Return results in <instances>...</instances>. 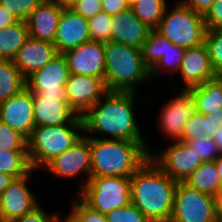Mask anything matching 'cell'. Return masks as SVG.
Returning <instances> with one entry per match:
<instances>
[{
    "mask_svg": "<svg viewBox=\"0 0 222 222\" xmlns=\"http://www.w3.org/2000/svg\"><path fill=\"white\" fill-rule=\"evenodd\" d=\"M134 95L108 91L81 117L83 133L103 132L110 139L144 141L135 121Z\"/></svg>",
    "mask_w": 222,
    "mask_h": 222,
    "instance_id": "6da1fadb",
    "label": "cell"
},
{
    "mask_svg": "<svg viewBox=\"0 0 222 222\" xmlns=\"http://www.w3.org/2000/svg\"><path fill=\"white\" fill-rule=\"evenodd\" d=\"M177 183L149 158L131 177V203L151 222H169Z\"/></svg>",
    "mask_w": 222,
    "mask_h": 222,
    "instance_id": "7a4b0ae2",
    "label": "cell"
},
{
    "mask_svg": "<svg viewBox=\"0 0 222 222\" xmlns=\"http://www.w3.org/2000/svg\"><path fill=\"white\" fill-rule=\"evenodd\" d=\"M89 137L92 177H132L150 158L145 141Z\"/></svg>",
    "mask_w": 222,
    "mask_h": 222,
    "instance_id": "3957f363",
    "label": "cell"
},
{
    "mask_svg": "<svg viewBox=\"0 0 222 222\" xmlns=\"http://www.w3.org/2000/svg\"><path fill=\"white\" fill-rule=\"evenodd\" d=\"M150 79V70L144 65L141 48L105 42L104 81L108 91L135 93L138 84Z\"/></svg>",
    "mask_w": 222,
    "mask_h": 222,
    "instance_id": "277c9868",
    "label": "cell"
},
{
    "mask_svg": "<svg viewBox=\"0 0 222 222\" xmlns=\"http://www.w3.org/2000/svg\"><path fill=\"white\" fill-rule=\"evenodd\" d=\"M82 133L83 124L35 127L28 138V159L31 168L38 170L54 157L70 149L84 136Z\"/></svg>",
    "mask_w": 222,
    "mask_h": 222,
    "instance_id": "5b68a950",
    "label": "cell"
},
{
    "mask_svg": "<svg viewBox=\"0 0 222 222\" xmlns=\"http://www.w3.org/2000/svg\"><path fill=\"white\" fill-rule=\"evenodd\" d=\"M156 30L176 46L197 47L205 40L204 14L194 11L180 2L170 11L166 7Z\"/></svg>",
    "mask_w": 222,
    "mask_h": 222,
    "instance_id": "8992f818",
    "label": "cell"
},
{
    "mask_svg": "<svg viewBox=\"0 0 222 222\" xmlns=\"http://www.w3.org/2000/svg\"><path fill=\"white\" fill-rule=\"evenodd\" d=\"M80 198L92 209L108 214L131 203L130 177H90Z\"/></svg>",
    "mask_w": 222,
    "mask_h": 222,
    "instance_id": "52a82bcc",
    "label": "cell"
},
{
    "mask_svg": "<svg viewBox=\"0 0 222 222\" xmlns=\"http://www.w3.org/2000/svg\"><path fill=\"white\" fill-rule=\"evenodd\" d=\"M169 222H217L214 197L178 182Z\"/></svg>",
    "mask_w": 222,
    "mask_h": 222,
    "instance_id": "ba28073f",
    "label": "cell"
},
{
    "mask_svg": "<svg viewBox=\"0 0 222 222\" xmlns=\"http://www.w3.org/2000/svg\"><path fill=\"white\" fill-rule=\"evenodd\" d=\"M144 65L150 70V78L166 69L168 72H178L186 48L176 46L160 34L156 29L148 32L147 40L142 46Z\"/></svg>",
    "mask_w": 222,
    "mask_h": 222,
    "instance_id": "9c48e42d",
    "label": "cell"
},
{
    "mask_svg": "<svg viewBox=\"0 0 222 222\" xmlns=\"http://www.w3.org/2000/svg\"><path fill=\"white\" fill-rule=\"evenodd\" d=\"M68 76L66 59L63 54H58L26 78V87L33 93V97L66 98L65 84Z\"/></svg>",
    "mask_w": 222,
    "mask_h": 222,
    "instance_id": "30bf717a",
    "label": "cell"
},
{
    "mask_svg": "<svg viewBox=\"0 0 222 222\" xmlns=\"http://www.w3.org/2000/svg\"><path fill=\"white\" fill-rule=\"evenodd\" d=\"M152 161L171 179L184 182L202 163V159L182 141H174L164 152L150 153Z\"/></svg>",
    "mask_w": 222,
    "mask_h": 222,
    "instance_id": "8fae6325",
    "label": "cell"
},
{
    "mask_svg": "<svg viewBox=\"0 0 222 222\" xmlns=\"http://www.w3.org/2000/svg\"><path fill=\"white\" fill-rule=\"evenodd\" d=\"M65 97L70 108L82 117L108 92L104 78L69 74Z\"/></svg>",
    "mask_w": 222,
    "mask_h": 222,
    "instance_id": "7c38bea8",
    "label": "cell"
},
{
    "mask_svg": "<svg viewBox=\"0 0 222 222\" xmlns=\"http://www.w3.org/2000/svg\"><path fill=\"white\" fill-rule=\"evenodd\" d=\"M34 171L32 169L28 174L15 178L0 195V222H15L39 205L37 197L27 186Z\"/></svg>",
    "mask_w": 222,
    "mask_h": 222,
    "instance_id": "4fadbf2b",
    "label": "cell"
},
{
    "mask_svg": "<svg viewBox=\"0 0 222 222\" xmlns=\"http://www.w3.org/2000/svg\"><path fill=\"white\" fill-rule=\"evenodd\" d=\"M53 175L64 178H73L78 174L86 173L87 181L92 177V160L89 137L84 135L75 145L62 154L54 157L45 167Z\"/></svg>",
    "mask_w": 222,
    "mask_h": 222,
    "instance_id": "5bb4252c",
    "label": "cell"
},
{
    "mask_svg": "<svg viewBox=\"0 0 222 222\" xmlns=\"http://www.w3.org/2000/svg\"><path fill=\"white\" fill-rule=\"evenodd\" d=\"M69 74L105 76V43L88 41L63 53Z\"/></svg>",
    "mask_w": 222,
    "mask_h": 222,
    "instance_id": "9a60e30c",
    "label": "cell"
},
{
    "mask_svg": "<svg viewBox=\"0 0 222 222\" xmlns=\"http://www.w3.org/2000/svg\"><path fill=\"white\" fill-rule=\"evenodd\" d=\"M163 107L158 118L161 131L170 139L179 141L186 123L196 112V101L192 93L183 88L177 97L172 98Z\"/></svg>",
    "mask_w": 222,
    "mask_h": 222,
    "instance_id": "2e32d148",
    "label": "cell"
},
{
    "mask_svg": "<svg viewBox=\"0 0 222 222\" xmlns=\"http://www.w3.org/2000/svg\"><path fill=\"white\" fill-rule=\"evenodd\" d=\"M0 121L27 139L31 136L35 128L33 93L27 87L0 103Z\"/></svg>",
    "mask_w": 222,
    "mask_h": 222,
    "instance_id": "e0dca14e",
    "label": "cell"
},
{
    "mask_svg": "<svg viewBox=\"0 0 222 222\" xmlns=\"http://www.w3.org/2000/svg\"><path fill=\"white\" fill-rule=\"evenodd\" d=\"M88 41H90L88 19L75 13L69 7H64L53 41L58 54H63Z\"/></svg>",
    "mask_w": 222,
    "mask_h": 222,
    "instance_id": "ac0fdd59",
    "label": "cell"
},
{
    "mask_svg": "<svg viewBox=\"0 0 222 222\" xmlns=\"http://www.w3.org/2000/svg\"><path fill=\"white\" fill-rule=\"evenodd\" d=\"M34 123L37 126L83 124L68 105L66 98L33 97Z\"/></svg>",
    "mask_w": 222,
    "mask_h": 222,
    "instance_id": "d6986e66",
    "label": "cell"
},
{
    "mask_svg": "<svg viewBox=\"0 0 222 222\" xmlns=\"http://www.w3.org/2000/svg\"><path fill=\"white\" fill-rule=\"evenodd\" d=\"M58 55L53 43L29 37L12 59L21 75L26 79L43 68Z\"/></svg>",
    "mask_w": 222,
    "mask_h": 222,
    "instance_id": "ffe728a7",
    "label": "cell"
},
{
    "mask_svg": "<svg viewBox=\"0 0 222 222\" xmlns=\"http://www.w3.org/2000/svg\"><path fill=\"white\" fill-rule=\"evenodd\" d=\"M179 72L187 90L217 77L204 43L197 47L186 48Z\"/></svg>",
    "mask_w": 222,
    "mask_h": 222,
    "instance_id": "44dd1931",
    "label": "cell"
},
{
    "mask_svg": "<svg viewBox=\"0 0 222 222\" xmlns=\"http://www.w3.org/2000/svg\"><path fill=\"white\" fill-rule=\"evenodd\" d=\"M63 8L56 1H42L26 20L29 37L53 43Z\"/></svg>",
    "mask_w": 222,
    "mask_h": 222,
    "instance_id": "7402d4cb",
    "label": "cell"
},
{
    "mask_svg": "<svg viewBox=\"0 0 222 222\" xmlns=\"http://www.w3.org/2000/svg\"><path fill=\"white\" fill-rule=\"evenodd\" d=\"M111 41L142 48L149 29L131 8L112 16Z\"/></svg>",
    "mask_w": 222,
    "mask_h": 222,
    "instance_id": "603a6c76",
    "label": "cell"
},
{
    "mask_svg": "<svg viewBox=\"0 0 222 222\" xmlns=\"http://www.w3.org/2000/svg\"><path fill=\"white\" fill-rule=\"evenodd\" d=\"M188 90L196 101V111L205 115L222 111V77L217 76Z\"/></svg>",
    "mask_w": 222,
    "mask_h": 222,
    "instance_id": "cb8c5ba5",
    "label": "cell"
},
{
    "mask_svg": "<svg viewBox=\"0 0 222 222\" xmlns=\"http://www.w3.org/2000/svg\"><path fill=\"white\" fill-rule=\"evenodd\" d=\"M185 184L200 192L215 196L221 188L219 172L214 161L203 162L185 181Z\"/></svg>",
    "mask_w": 222,
    "mask_h": 222,
    "instance_id": "d4e9b609",
    "label": "cell"
},
{
    "mask_svg": "<svg viewBox=\"0 0 222 222\" xmlns=\"http://www.w3.org/2000/svg\"><path fill=\"white\" fill-rule=\"evenodd\" d=\"M28 38L29 32L26 21H18L0 29V59L12 60Z\"/></svg>",
    "mask_w": 222,
    "mask_h": 222,
    "instance_id": "484cf974",
    "label": "cell"
},
{
    "mask_svg": "<svg viewBox=\"0 0 222 222\" xmlns=\"http://www.w3.org/2000/svg\"><path fill=\"white\" fill-rule=\"evenodd\" d=\"M26 88V79L13 60L0 59V103Z\"/></svg>",
    "mask_w": 222,
    "mask_h": 222,
    "instance_id": "4316f807",
    "label": "cell"
},
{
    "mask_svg": "<svg viewBox=\"0 0 222 222\" xmlns=\"http://www.w3.org/2000/svg\"><path fill=\"white\" fill-rule=\"evenodd\" d=\"M166 7V0H137L130 8L149 29H156Z\"/></svg>",
    "mask_w": 222,
    "mask_h": 222,
    "instance_id": "83f0119b",
    "label": "cell"
},
{
    "mask_svg": "<svg viewBox=\"0 0 222 222\" xmlns=\"http://www.w3.org/2000/svg\"><path fill=\"white\" fill-rule=\"evenodd\" d=\"M31 170L28 151H0V172L15 179L28 174Z\"/></svg>",
    "mask_w": 222,
    "mask_h": 222,
    "instance_id": "f1b7e54d",
    "label": "cell"
},
{
    "mask_svg": "<svg viewBox=\"0 0 222 222\" xmlns=\"http://www.w3.org/2000/svg\"><path fill=\"white\" fill-rule=\"evenodd\" d=\"M204 44L214 72L222 77V28L206 29Z\"/></svg>",
    "mask_w": 222,
    "mask_h": 222,
    "instance_id": "f546056e",
    "label": "cell"
},
{
    "mask_svg": "<svg viewBox=\"0 0 222 222\" xmlns=\"http://www.w3.org/2000/svg\"><path fill=\"white\" fill-rule=\"evenodd\" d=\"M112 16L103 11L88 19L89 38L91 41H111Z\"/></svg>",
    "mask_w": 222,
    "mask_h": 222,
    "instance_id": "4dcf8cb0",
    "label": "cell"
},
{
    "mask_svg": "<svg viewBox=\"0 0 222 222\" xmlns=\"http://www.w3.org/2000/svg\"><path fill=\"white\" fill-rule=\"evenodd\" d=\"M28 151V139L0 121V151Z\"/></svg>",
    "mask_w": 222,
    "mask_h": 222,
    "instance_id": "1f68e13d",
    "label": "cell"
},
{
    "mask_svg": "<svg viewBox=\"0 0 222 222\" xmlns=\"http://www.w3.org/2000/svg\"><path fill=\"white\" fill-rule=\"evenodd\" d=\"M64 222H107L105 214L92 209L80 197L74 200V206Z\"/></svg>",
    "mask_w": 222,
    "mask_h": 222,
    "instance_id": "d6a6232c",
    "label": "cell"
},
{
    "mask_svg": "<svg viewBox=\"0 0 222 222\" xmlns=\"http://www.w3.org/2000/svg\"><path fill=\"white\" fill-rule=\"evenodd\" d=\"M41 0H0V5L19 21H26Z\"/></svg>",
    "mask_w": 222,
    "mask_h": 222,
    "instance_id": "836d02e7",
    "label": "cell"
},
{
    "mask_svg": "<svg viewBox=\"0 0 222 222\" xmlns=\"http://www.w3.org/2000/svg\"><path fill=\"white\" fill-rule=\"evenodd\" d=\"M186 144L193 150L203 162L215 161L220 155L217 145L210 137L198 138L193 141H187Z\"/></svg>",
    "mask_w": 222,
    "mask_h": 222,
    "instance_id": "e575fe53",
    "label": "cell"
},
{
    "mask_svg": "<svg viewBox=\"0 0 222 222\" xmlns=\"http://www.w3.org/2000/svg\"><path fill=\"white\" fill-rule=\"evenodd\" d=\"M205 114L196 111L185 125L179 141L186 143L206 136Z\"/></svg>",
    "mask_w": 222,
    "mask_h": 222,
    "instance_id": "d590c367",
    "label": "cell"
},
{
    "mask_svg": "<svg viewBox=\"0 0 222 222\" xmlns=\"http://www.w3.org/2000/svg\"><path fill=\"white\" fill-rule=\"evenodd\" d=\"M107 222H151L134 204L106 214Z\"/></svg>",
    "mask_w": 222,
    "mask_h": 222,
    "instance_id": "8d00e7d4",
    "label": "cell"
},
{
    "mask_svg": "<svg viewBox=\"0 0 222 222\" xmlns=\"http://www.w3.org/2000/svg\"><path fill=\"white\" fill-rule=\"evenodd\" d=\"M69 8L85 19H90L102 11V2L101 0H76Z\"/></svg>",
    "mask_w": 222,
    "mask_h": 222,
    "instance_id": "74e56055",
    "label": "cell"
},
{
    "mask_svg": "<svg viewBox=\"0 0 222 222\" xmlns=\"http://www.w3.org/2000/svg\"><path fill=\"white\" fill-rule=\"evenodd\" d=\"M206 29L222 28V0H215L204 14Z\"/></svg>",
    "mask_w": 222,
    "mask_h": 222,
    "instance_id": "f35d334b",
    "label": "cell"
},
{
    "mask_svg": "<svg viewBox=\"0 0 222 222\" xmlns=\"http://www.w3.org/2000/svg\"><path fill=\"white\" fill-rule=\"evenodd\" d=\"M59 214H50L42 210L39 205L34 208L31 212L25 214L21 218L17 219L15 222H62Z\"/></svg>",
    "mask_w": 222,
    "mask_h": 222,
    "instance_id": "ab89813d",
    "label": "cell"
},
{
    "mask_svg": "<svg viewBox=\"0 0 222 222\" xmlns=\"http://www.w3.org/2000/svg\"><path fill=\"white\" fill-rule=\"evenodd\" d=\"M206 136L212 138L222 128V111L205 115Z\"/></svg>",
    "mask_w": 222,
    "mask_h": 222,
    "instance_id": "60d3db41",
    "label": "cell"
},
{
    "mask_svg": "<svg viewBox=\"0 0 222 222\" xmlns=\"http://www.w3.org/2000/svg\"><path fill=\"white\" fill-rule=\"evenodd\" d=\"M102 11L108 15H117L129 8L125 0H101Z\"/></svg>",
    "mask_w": 222,
    "mask_h": 222,
    "instance_id": "b9f144b4",
    "label": "cell"
},
{
    "mask_svg": "<svg viewBox=\"0 0 222 222\" xmlns=\"http://www.w3.org/2000/svg\"><path fill=\"white\" fill-rule=\"evenodd\" d=\"M215 0H181L185 6L193 9L196 12L205 14L206 11L211 7Z\"/></svg>",
    "mask_w": 222,
    "mask_h": 222,
    "instance_id": "7bdbcfd3",
    "label": "cell"
},
{
    "mask_svg": "<svg viewBox=\"0 0 222 222\" xmlns=\"http://www.w3.org/2000/svg\"><path fill=\"white\" fill-rule=\"evenodd\" d=\"M19 20L0 5V29L15 24Z\"/></svg>",
    "mask_w": 222,
    "mask_h": 222,
    "instance_id": "ee69618b",
    "label": "cell"
},
{
    "mask_svg": "<svg viewBox=\"0 0 222 222\" xmlns=\"http://www.w3.org/2000/svg\"><path fill=\"white\" fill-rule=\"evenodd\" d=\"M217 222H222V186L214 196Z\"/></svg>",
    "mask_w": 222,
    "mask_h": 222,
    "instance_id": "f6af8a7d",
    "label": "cell"
},
{
    "mask_svg": "<svg viewBox=\"0 0 222 222\" xmlns=\"http://www.w3.org/2000/svg\"><path fill=\"white\" fill-rule=\"evenodd\" d=\"M14 178L6 173L0 172V195L8 188Z\"/></svg>",
    "mask_w": 222,
    "mask_h": 222,
    "instance_id": "bcb514c9",
    "label": "cell"
},
{
    "mask_svg": "<svg viewBox=\"0 0 222 222\" xmlns=\"http://www.w3.org/2000/svg\"><path fill=\"white\" fill-rule=\"evenodd\" d=\"M212 139L217 145L219 153L222 154V128L212 137Z\"/></svg>",
    "mask_w": 222,
    "mask_h": 222,
    "instance_id": "7dc6e473",
    "label": "cell"
},
{
    "mask_svg": "<svg viewBox=\"0 0 222 222\" xmlns=\"http://www.w3.org/2000/svg\"><path fill=\"white\" fill-rule=\"evenodd\" d=\"M215 164L217 167V171L219 172V177L221 180V184H222V154H220L216 159H215Z\"/></svg>",
    "mask_w": 222,
    "mask_h": 222,
    "instance_id": "c3c4849f",
    "label": "cell"
},
{
    "mask_svg": "<svg viewBox=\"0 0 222 222\" xmlns=\"http://www.w3.org/2000/svg\"><path fill=\"white\" fill-rule=\"evenodd\" d=\"M58 4L63 7L71 6L76 0H55Z\"/></svg>",
    "mask_w": 222,
    "mask_h": 222,
    "instance_id": "681fc988",
    "label": "cell"
},
{
    "mask_svg": "<svg viewBox=\"0 0 222 222\" xmlns=\"http://www.w3.org/2000/svg\"><path fill=\"white\" fill-rule=\"evenodd\" d=\"M137 0H125L126 4L129 6V8L131 6H133L136 3Z\"/></svg>",
    "mask_w": 222,
    "mask_h": 222,
    "instance_id": "f907efd6",
    "label": "cell"
}]
</instances>
